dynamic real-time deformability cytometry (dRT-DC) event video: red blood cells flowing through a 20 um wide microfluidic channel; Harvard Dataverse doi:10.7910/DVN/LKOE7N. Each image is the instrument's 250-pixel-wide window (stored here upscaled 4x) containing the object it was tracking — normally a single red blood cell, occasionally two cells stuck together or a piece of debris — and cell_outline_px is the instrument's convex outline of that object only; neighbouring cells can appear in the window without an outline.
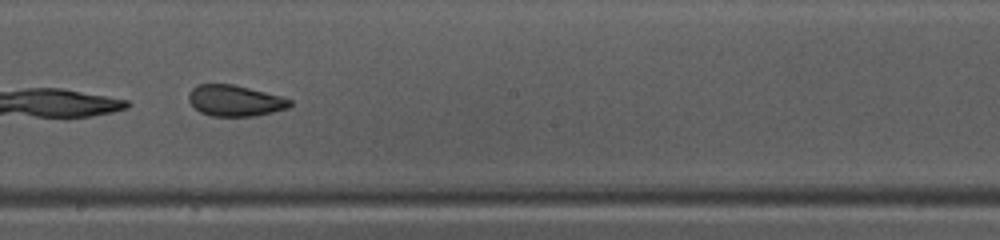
{"species": "common noctule bat (a hibernating species)", "species_latin": "Nyctalus noctula", "temperature_condition": "warm", "stored_images_in_passage": 29, "camera_frame_rate_fps": 3000, "um_per_image_px": 0.085, "animal": {"sex": "female", "body_mass_g": 10.0, "forearm_length_mm": 53.1}, "frame": {"image": 1, "passage_image": 21, "time_ms": 6.667, "image_size_px": [1000, 240], "cell_outline_px": [[292, 104], [288, 108], [256, 116], [212, 116], [200, 112], [188, 100], [188, 96], [192, 88], [200, 84], [232, 84], [280, 96], [292, 100]], "centroid_in_image_um": [19.97, 8.56], "position_along_channel_um": 228.2, "area_um2": 18.15}}